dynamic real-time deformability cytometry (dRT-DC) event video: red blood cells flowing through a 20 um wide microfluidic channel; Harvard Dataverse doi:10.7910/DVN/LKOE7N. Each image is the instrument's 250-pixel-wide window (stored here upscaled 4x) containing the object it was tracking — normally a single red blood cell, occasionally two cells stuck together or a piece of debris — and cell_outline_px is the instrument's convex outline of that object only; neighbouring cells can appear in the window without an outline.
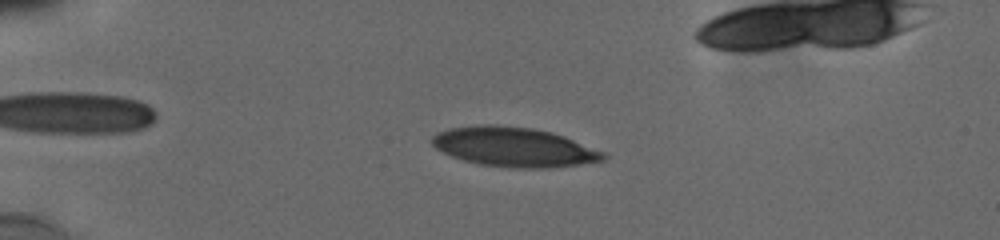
{"species": "human", "species_latin": "Homo sapiens", "temperature_condition": "cold", "stored_images_in_passage": 26, "camera_frame_rate_fps": 3000, "um_per_image_px": 0.085, "donor": {"sex": "male"}, "frame": {"image": 1, "passage_image": 10, "time_ms": 4.0, "image_size_px": [1000, 240], "cell_outline_px": [[608, 156], [604, 160], [580, 164], [544, 168], [516, 168], [480, 164], [464, 160], [452, 156], [436, 148], [432, 144], [432, 136], [436, 132], [448, 128], [476, 124], [496, 124], [532, 128], [552, 132], [564, 136], [604, 152]], "centroid_in_image_um": [43.66, 12.48], "position_along_channel_um": 41.3, "area_um2": 39.42}}
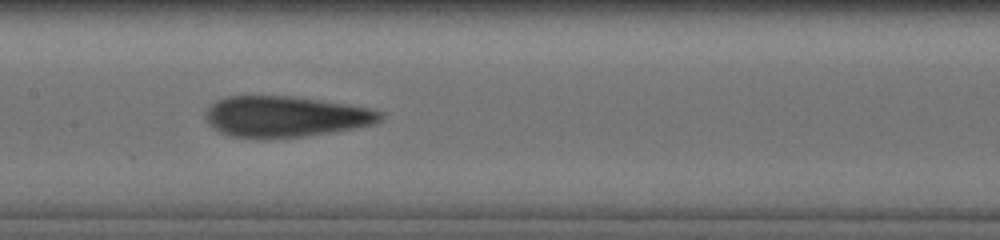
{"frame": {"image": 2, "passage_image": 21, "time_ms": 9.0, "image_size_px": [1000, 240], "cell_outline_px": [[384, 116], [380, 120], [372, 124], [352, 128], [304, 136], [228, 136], [220, 132], [208, 124], [208, 108], [216, 100], [228, 96], [292, 96], [344, 104], [368, 108], [380, 112]], "centroid_in_image_um": [24.24, 9.88], "position_along_channel_um": 183.2, "area_um2": 40.29}}
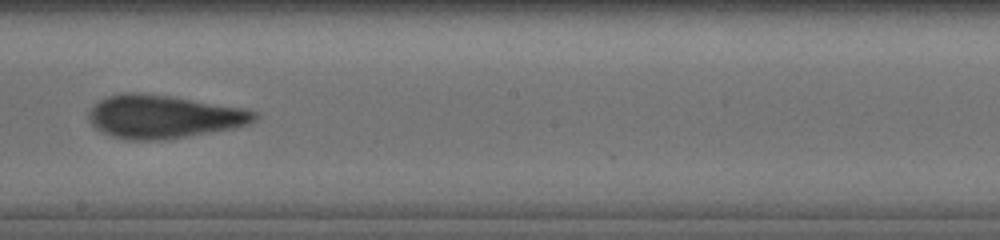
{"frame": {"image": 3, "passage_image": 24, "time_ms": 10.333, "image_size_px": [1000, 240], "cell_outline_px": [[256, 120], [248, 124], [236, 128], [164, 140], [124, 140], [112, 136], [96, 128], [88, 120], [88, 112], [100, 100], [108, 96], [124, 92], [140, 92], [172, 96], [244, 108], [256, 112]], "centroid_in_image_um": [13.9, 9.91], "position_along_channel_um": 234.3, "area_um2": 41.85}}